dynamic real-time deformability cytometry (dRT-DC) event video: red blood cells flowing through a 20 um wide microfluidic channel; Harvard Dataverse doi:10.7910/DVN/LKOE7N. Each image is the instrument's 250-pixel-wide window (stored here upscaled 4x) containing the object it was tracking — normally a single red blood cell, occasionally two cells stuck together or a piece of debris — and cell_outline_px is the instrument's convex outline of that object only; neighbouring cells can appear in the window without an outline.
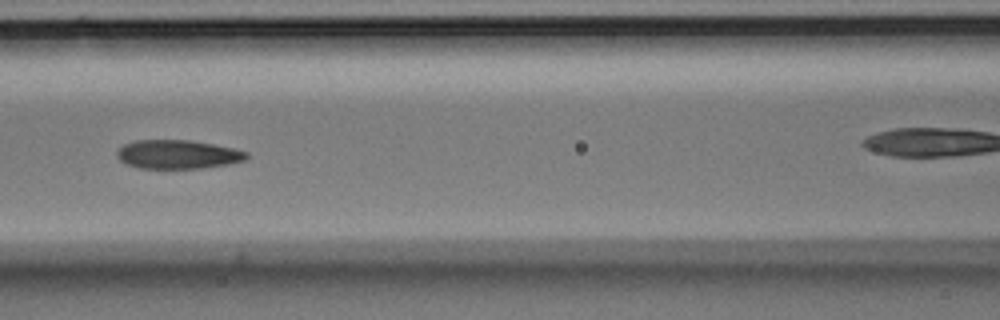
{"species": "Egyptian fruit bat (a non-hibernating species)", "species_latin": "Rousettus aegyptiacus", "temperature_condition": "room temperature", "stored_images_in_passage": 9, "camera_frame_rate_fps": 3000, "um_per_image_px": 0.085, "animal": {"sex": "male"}, "frame": {"image": 1, "passage_image": 6, "time_ms": 1.667, "image_size_px": [1000, 320], "cell_outline_px": [[248, 156], [244, 160], [228, 164], [204, 168], [140, 168], [124, 164], [116, 156], [116, 152], [124, 144], [136, 140], [188, 140], [212, 144], [232, 148], [248, 152]], "centroid_in_image_um": [15.07, 13.12], "position_along_channel_um": 151.5, "area_um2": 21.68}}
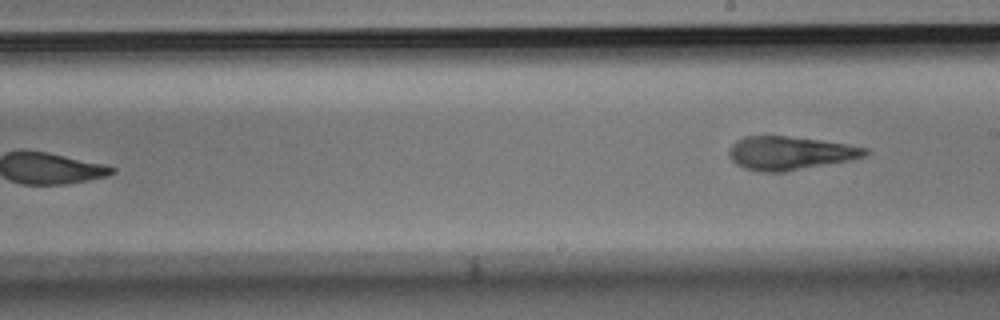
{"frame": {"image": 2, "passage_image": 9, "time_ms": 2.667, "image_size_px": [1000, 320], "cell_outline_px": [[868, 152], [864, 156], [848, 160], [784, 172], [760, 172], [744, 168], [736, 164], [728, 156], [728, 152], [732, 144], [736, 140], [744, 136], [784, 136], [820, 140], [868, 148]], "centroid_in_image_um": [67.07, 13.01], "position_along_channel_um": 221.9, "area_um2": 26.3}}